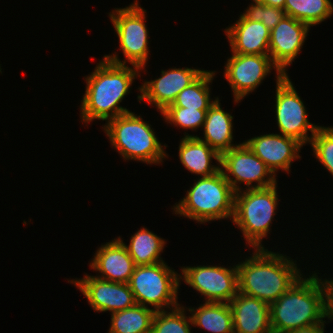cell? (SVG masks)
Wrapping results in <instances>:
<instances>
[{
  "label": "cell",
  "instance_id": "6da1fadb",
  "mask_svg": "<svg viewBox=\"0 0 333 333\" xmlns=\"http://www.w3.org/2000/svg\"><path fill=\"white\" fill-rule=\"evenodd\" d=\"M135 68V69H134ZM140 68L119 65L101 60L94 71L85 78L86 91L80 107L82 123L116 118L130 112L119 106L130 92L133 80L140 77Z\"/></svg>",
  "mask_w": 333,
  "mask_h": 333
},
{
  "label": "cell",
  "instance_id": "7a4b0ae2",
  "mask_svg": "<svg viewBox=\"0 0 333 333\" xmlns=\"http://www.w3.org/2000/svg\"><path fill=\"white\" fill-rule=\"evenodd\" d=\"M237 264L238 291L269 305L295 284L302 274L286 255L258 248Z\"/></svg>",
  "mask_w": 333,
  "mask_h": 333
},
{
  "label": "cell",
  "instance_id": "3957f363",
  "mask_svg": "<svg viewBox=\"0 0 333 333\" xmlns=\"http://www.w3.org/2000/svg\"><path fill=\"white\" fill-rule=\"evenodd\" d=\"M314 272L303 276L286 293L270 304V325L273 333L321 323L327 317L326 287Z\"/></svg>",
  "mask_w": 333,
  "mask_h": 333
},
{
  "label": "cell",
  "instance_id": "277c9868",
  "mask_svg": "<svg viewBox=\"0 0 333 333\" xmlns=\"http://www.w3.org/2000/svg\"><path fill=\"white\" fill-rule=\"evenodd\" d=\"M235 192L226 180L222 170L200 177L187 190L186 197L173 206L175 214L199 222L200 224L233 218Z\"/></svg>",
  "mask_w": 333,
  "mask_h": 333
},
{
  "label": "cell",
  "instance_id": "5b68a950",
  "mask_svg": "<svg viewBox=\"0 0 333 333\" xmlns=\"http://www.w3.org/2000/svg\"><path fill=\"white\" fill-rule=\"evenodd\" d=\"M102 128L124 160L157 165L168 157L151 125L131 111L108 120Z\"/></svg>",
  "mask_w": 333,
  "mask_h": 333
},
{
  "label": "cell",
  "instance_id": "8992f818",
  "mask_svg": "<svg viewBox=\"0 0 333 333\" xmlns=\"http://www.w3.org/2000/svg\"><path fill=\"white\" fill-rule=\"evenodd\" d=\"M277 184L262 189H246L235 193L232 222L240 228L253 249L264 248L262 240L270 232L278 206Z\"/></svg>",
  "mask_w": 333,
  "mask_h": 333
},
{
  "label": "cell",
  "instance_id": "52a82bcc",
  "mask_svg": "<svg viewBox=\"0 0 333 333\" xmlns=\"http://www.w3.org/2000/svg\"><path fill=\"white\" fill-rule=\"evenodd\" d=\"M145 13L146 10L139 6L138 0L128 7L116 8L109 13L119 39V47L126 60L121 61L114 52L112 55H104L107 61L119 65H126L130 62L132 66L145 69L149 55V31L145 23Z\"/></svg>",
  "mask_w": 333,
  "mask_h": 333
},
{
  "label": "cell",
  "instance_id": "ba28073f",
  "mask_svg": "<svg viewBox=\"0 0 333 333\" xmlns=\"http://www.w3.org/2000/svg\"><path fill=\"white\" fill-rule=\"evenodd\" d=\"M180 283V274L163 261L154 265L136 266L129 286L136 304L145 307L151 305L156 312L179 305L177 300Z\"/></svg>",
  "mask_w": 333,
  "mask_h": 333
},
{
  "label": "cell",
  "instance_id": "9c48e42d",
  "mask_svg": "<svg viewBox=\"0 0 333 333\" xmlns=\"http://www.w3.org/2000/svg\"><path fill=\"white\" fill-rule=\"evenodd\" d=\"M276 122L280 134L296 139L302 145L310 144L313 135L320 127L308 120L306 107L290 81L288 74L276 76ZM308 131L311 135L308 136Z\"/></svg>",
  "mask_w": 333,
  "mask_h": 333
},
{
  "label": "cell",
  "instance_id": "30bf717a",
  "mask_svg": "<svg viewBox=\"0 0 333 333\" xmlns=\"http://www.w3.org/2000/svg\"><path fill=\"white\" fill-rule=\"evenodd\" d=\"M220 169L235 193L242 190L238 183H246L247 189H262L277 184L273 172L244 142L221 155ZM253 182L257 184L252 185Z\"/></svg>",
  "mask_w": 333,
  "mask_h": 333
},
{
  "label": "cell",
  "instance_id": "8fae6325",
  "mask_svg": "<svg viewBox=\"0 0 333 333\" xmlns=\"http://www.w3.org/2000/svg\"><path fill=\"white\" fill-rule=\"evenodd\" d=\"M232 267L184 266L180 280L205 296V302L229 303L238 293L237 265Z\"/></svg>",
  "mask_w": 333,
  "mask_h": 333
},
{
  "label": "cell",
  "instance_id": "7c38bea8",
  "mask_svg": "<svg viewBox=\"0 0 333 333\" xmlns=\"http://www.w3.org/2000/svg\"><path fill=\"white\" fill-rule=\"evenodd\" d=\"M273 68L277 76H284L269 55L233 53L225 64L224 77L233 91L234 101L239 103L257 89Z\"/></svg>",
  "mask_w": 333,
  "mask_h": 333
},
{
  "label": "cell",
  "instance_id": "4fadbf2b",
  "mask_svg": "<svg viewBox=\"0 0 333 333\" xmlns=\"http://www.w3.org/2000/svg\"><path fill=\"white\" fill-rule=\"evenodd\" d=\"M85 296L89 305L97 312L115 313L136 304L129 283H116L84 275L83 278L68 280Z\"/></svg>",
  "mask_w": 333,
  "mask_h": 333
},
{
  "label": "cell",
  "instance_id": "5bb4252c",
  "mask_svg": "<svg viewBox=\"0 0 333 333\" xmlns=\"http://www.w3.org/2000/svg\"><path fill=\"white\" fill-rule=\"evenodd\" d=\"M205 70L195 68H172L162 70L155 80L145 81L139 89L138 101H146L160 111L172 105L177 95L193 83Z\"/></svg>",
  "mask_w": 333,
  "mask_h": 333
},
{
  "label": "cell",
  "instance_id": "9a60e30c",
  "mask_svg": "<svg viewBox=\"0 0 333 333\" xmlns=\"http://www.w3.org/2000/svg\"><path fill=\"white\" fill-rule=\"evenodd\" d=\"M309 29L307 24L285 15L270 31L268 55L284 75L303 48Z\"/></svg>",
  "mask_w": 333,
  "mask_h": 333
},
{
  "label": "cell",
  "instance_id": "2e32d148",
  "mask_svg": "<svg viewBox=\"0 0 333 333\" xmlns=\"http://www.w3.org/2000/svg\"><path fill=\"white\" fill-rule=\"evenodd\" d=\"M276 176L277 170L290 171L291 163L301 158L299 152L303 146L296 139L282 134H264L244 142Z\"/></svg>",
  "mask_w": 333,
  "mask_h": 333
},
{
  "label": "cell",
  "instance_id": "e0dca14e",
  "mask_svg": "<svg viewBox=\"0 0 333 333\" xmlns=\"http://www.w3.org/2000/svg\"><path fill=\"white\" fill-rule=\"evenodd\" d=\"M91 269L99 271L95 277L116 283H129L135 270V263L130 257L120 237L106 242L97 250L90 262Z\"/></svg>",
  "mask_w": 333,
  "mask_h": 333
},
{
  "label": "cell",
  "instance_id": "ac0fdd59",
  "mask_svg": "<svg viewBox=\"0 0 333 333\" xmlns=\"http://www.w3.org/2000/svg\"><path fill=\"white\" fill-rule=\"evenodd\" d=\"M229 305L233 313L234 333H273L268 303L238 291Z\"/></svg>",
  "mask_w": 333,
  "mask_h": 333
},
{
  "label": "cell",
  "instance_id": "d6986e66",
  "mask_svg": "<svg viewBox=\"0 0 333 333\" xmlns=\"http://www.w3.org/2000/svg\"><path fill=\"white\" fill-rule=\"evenodd\" d=\"M232 53L268 55L270 30L262 23L240 14L234 25L225 29Z\"/></svg>",
  "mask_w": 333,
  "mask_h": 333
},
{
  "label": "cell",
  "instance_id": "ffe728a7",
  "mask_svg": "<svg viewBox=\"0 0 333 333\" xmlns=\"http://www.w3.org/2000/svg\"><path fill=\"white\" fill-rule=\"evenodd\" d=\"M178 151L180 162L193 174L207 177L220 170L221 155L194 135L188 133L186 135L185 133L180 141ZM212 159L218 162L217 166L211 164Z\"/></svg>",
  "mask_w": 333,
  "mask_h": 333
},
{
  "label": "cell",
  "instance_id": "44dd1931",
  "mask_svg": "<svg viewBox=\"0 0 333 333\" xmlns=\"http://www.w3.org/2000/svg\"><path fill=\"white\" fill-rule=\"evenodd\" d=\"M219 98L210 107L206 113L205 122L203 124L204 139L196 137L207 143L219 155L238 146L233 142V116L222 110Z\"/></svg>",
  "mask_w": 333,
  "mask_h": 333
},
{
  "label": "cell",
  "instance_id": "7402d4cb",
  "mask_svg": "<svg viewBox=\"0 0 333 333\" xmlns=\"http://www.w3.org/2000/svg\"><path fill=\"white\" fill-rule=\"evenodd\" d=\"M192 324L211 333H234L233 313L229 303L205 302L198 308H189Z\"/></svg>",
  "mask_w": 333,
  "mask_h": 333
},
{
  "label": "cell",
  "instance_id": "603a6c76",
  "mask_svg": "<svg viewBox=\"0 0 333 333\" xmlns=\"http://www.w3.org/2000/svg\"><path fill=\"white\" fill-rule=\"evenodd\" d=\"M165 242L160 236L143 227L131 236L129 245L125 246L136 266L154 265L164 261L160 255Z\"/></svg>",
  "mask_w": 333,
  "mask_h": 333
},
{
  "label": "cell",
  "instance_id": "cb8c5ba5",
  "mask_svg": "<svg viewBox=\"0 0 333 333\" xmlns=\"http://www.w3.org/2000/svg\"><path fill=\"white\" fill-rule=\"evenodd\" d=\"M154 309L135 304L111 314L108 333H151Z\"/></svg>",
  "mask_w": 333,
  "mask_h": 333
},
{
  "label": "cell",
  "instance_id": "d4e9b609",
  "mask_svg": "<svg viewBox=\"0 0 333 333\" xmlns=\"http://www.w3.org/2000/svg\"><path fill=\"white\" fill-rule=\"evenodd\" d=\"M215 77V71L205 70L193 83L184 88L172 105L188 109L209 110L215 103L210 96V83ZM212 100V101H211Z\"/></svg>",
  "mask_w": 333,
  "mask_h": 333
},
{
  "label": "cell",
  "instance_id": "484cf974",
  "mask_svg": "<svg viewBox=\"0 0 333 333\" xmlns=\"http://www.w3.org/2000/svg\"><path fill=\"white\" fill-rule=\"evenodd\" d=\"M283 10L287 16L311 27L331 17L333 3L331 0H286Z\"/></svg>",
  "mask_w": 333,
  "mask_h": 333
},
{
  "label": "cell",
  "instance_id": "4316f807",
  "mask_svg": "<svg viewBox=\"0 0 333 333\" xmlns=\"http://www.w3.org/2000/svg\"><path fill=\"white\" fill-rule=\"evenodd\" d=\"M183 306L178 305L168 311H156L151 326V333H191V317H187Z\"/></svg>",
  "mask_w": 333,
  "mask_h": 333
},
{
  "label": "cell",
  "instance_id": "83f0119b",
  "mask_svg": "<svg viewBox=\"0 0 333 333\" xmlns=\"http://www.w3.org/2000/svg\"><path fill=\"white\" fill-rule=\"evenodd\" d=\"M208 110L188 109L179 106H168L161 112L165 122L184 129L195 130L203 127Z\"/></svg>",
  "mask_w": 333,
  "mask_h": 333
},
{
  "label": "cell",
  "instance_id": "f1b7e54d",
  "mask_svg": "<svg viewBox=\"0 0 333 333\" xmlns=\"http://www.w3.org/2000/svg\"><path fill=\"white\" fill-rule=\"evenodd\" d=\"M314 156L333 175V128L320 126L311 139Z\"/></svg>",
  "mask_w": 333,
  "mask_h": 333
},
{
  "label": "cell",
  "instance_id": "f546056e",
  "mask_svg": "<svg viewBox=\"0 0 333 333\" xmlns=\"http://www.w3.org/2000/svg\"><path fill=\"white\" fill-rule=\"evenodd\" d=\"M243 15L252 21L262 22L270 31L283 19L286 15L281 8L268 6L260 2L252 1Z\"/></svg>",
  "mask_w": 333,
  "mask_h": 333
},
{
  "label": "cell",
  "instance_id": "4dcf8cb0",
  "mask_svg": "<svg viewBox=\"0 0 333 333\" xmlns=\"http://www.w3.org/2000/svg\"><path fill=\"white\" fill-rule=\"evenodd\" d=\"M326 287L327 317L333 319V280H323Z\"/></svg>",
  "mask_w": 333,
  "mask_h": 333
},
{
  "label": "cell",
  "instance_id": "1f68e13d",
  "mask_svg": "<svg viewBox=\"0 0 333 333\" xmlns=\"http://www.w3.org/2000/svg\"><path fill=\"white\" fill-rule=\"evenodd\" d=\"M325 323L326 322L323 320L321 323L301 327L299 329H294L286 333H324Z\"/></svg>",
  "mask_w": 333,
  "mask_h": 333
},
{
  "label": "cell",
  "instance_id": "d6a6232c",
  "mask_svg": "<svg viewBox=\"0 0 333 333\" xmlns=\"http://www.w3.org/2000/svg\"><path fill=\"white\" fill-rule=\"evenodd\" d=\"M252 1L260 2V3H263L268 6H273V7L284 9L286 0H252Z\"/></svg>",
  "mask_w": 333,
  "mask_h": 333
}]
</instances>
